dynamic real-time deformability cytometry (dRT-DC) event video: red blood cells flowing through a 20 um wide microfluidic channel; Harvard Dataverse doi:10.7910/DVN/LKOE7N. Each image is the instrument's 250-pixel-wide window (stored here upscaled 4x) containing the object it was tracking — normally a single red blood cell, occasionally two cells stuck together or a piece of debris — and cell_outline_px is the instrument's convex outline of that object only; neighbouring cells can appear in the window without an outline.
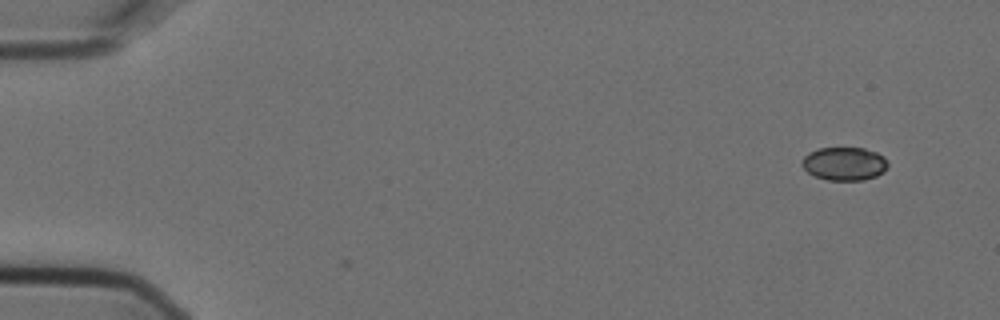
{"species": "Egyptian fruit bat (a non-hibernating species)", "species_latin": "Rousettus aegyptiacus", "temperature_condition": "cold", "stored_images_in_passage": 6, "camera_frame_rate_fps": 3000, "um_per_image_px": 0.085, "animal": {"sex": "female"}, "frame": {"image": 1, "passage_image": 1, "time_ms": 0.0, "image_size_px": [1000, 320], "cell_outline_px": [[888, 168], [884, 172], [876, 176], [864, 180], [828, 180], [816, 176], [808, 172], [800, 164], [804, 156], [808, 152], [820, 148], [864, 148], [876, 152], [884, 156], [888, 164]], "centroid_in_image_um": [71.78, 13.91], "position_along_channel_um": 13.2, "area_um2": 16.76}}
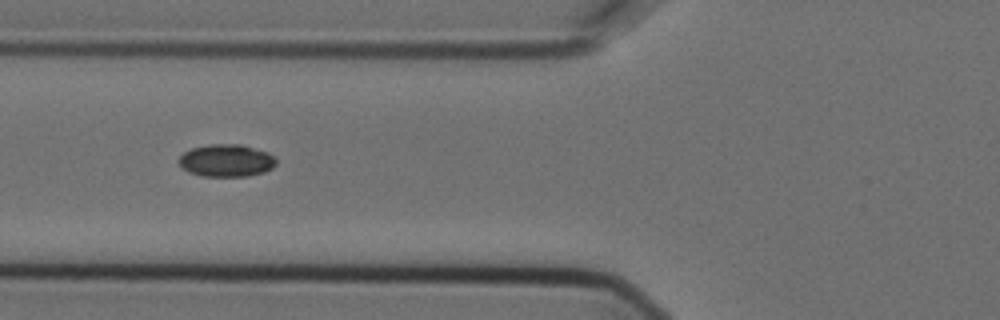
{"frame": {"image": 2, "passage_image": 5, "time_ms": 1.333, "image_size_px": [1000, 320], "cell_outline_px": [[276, 164], [272, 168], [264, 172], [248, 176], [200, 176], [188, 172], [180, 164], [180, 156], [184, 152], [192, 148], [208, 144], [240, 144], [268, 152], [276, 160]], "centroid_in_image_um": [19.25, 13.64], "position_along_channel_um": 106.6, "area_um2": 18.32}}
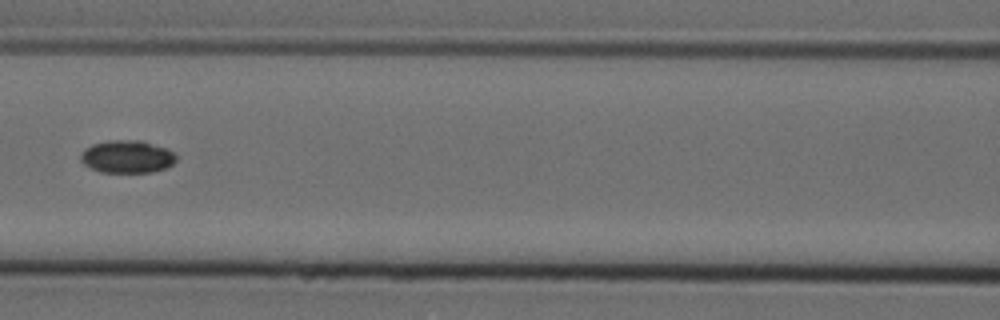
{"frame": {"image": 3, "passage_image": 6, "time_ms": 1.667, "image_size_px": [1000, 320], "cell_outline_px": [[176, 160], [172, 164], [164, 168], [152, 172], [100, 172], [84, 164], [80, 160], [80, 156], [84, 148], [92, 144], [108, 140], [140, 140], [164, 148], [172, 152], [176, 156]], "centroid_in_image_um": [10.76, 13.31], "position_along_channel_um": 155.8, "area_um2": 18.03}}